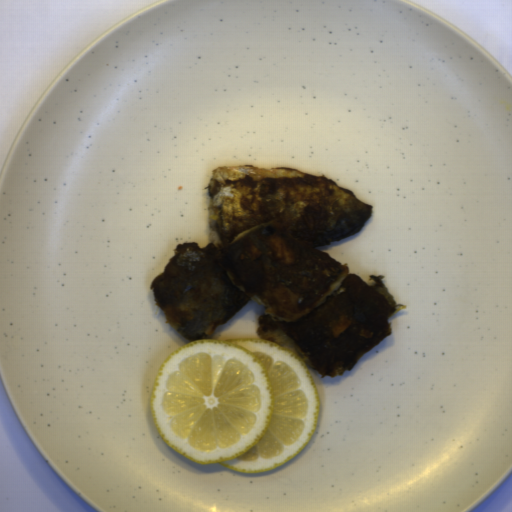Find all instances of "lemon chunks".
<instances>
[{
    "instance_id": "obj_1",
    "label": "lemon chunks",
    "mask_w": 512,
    "mask_h": 512,
    "mask_svg": "<svg viewBox=\"0 0 512 512\" xmlns=\"http://www.w3.org/2000/svg\"><path fill=\"white\" fill-rule=\"evenodd\" d=\"M151 413L164 442L185 459L259 473L306 446L320 397L294 351L254 336L203 337L163 360Z\"/></svg>"
}]
</instances>
